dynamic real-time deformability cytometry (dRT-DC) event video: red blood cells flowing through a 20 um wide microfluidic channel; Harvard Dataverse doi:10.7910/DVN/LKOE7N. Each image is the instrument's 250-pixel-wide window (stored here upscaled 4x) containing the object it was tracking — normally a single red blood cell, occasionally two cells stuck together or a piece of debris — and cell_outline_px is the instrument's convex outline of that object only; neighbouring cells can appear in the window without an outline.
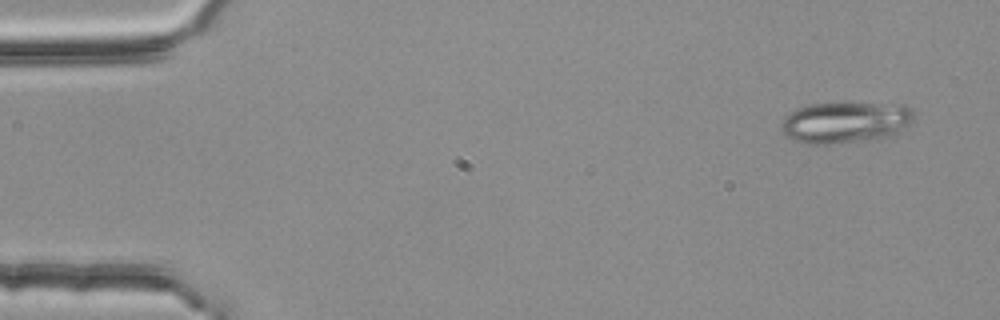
{"species": "common noctule bat (a hibernating species)", "species_latin": "Nyctalus noctula", "temperature_condition": "room temperature", "stored_images_in_passage": 4, "camera_frame_rate_fps": 3000, "um_per_image_px": 0.085, "animal": {"sex": "female", "body_mass_g": 25.1}, "frame": {"image": 1, "passage_image": 1, "time_ms": 0.0, "image_size_px": [1000, 320], "cell_outline_px": [[916, 116], [908, 124], [896, 132], [888, 136], [864, 140], [828, 144], [808, 144], [792, 140], [780, 132], [780, 124], [784, 116], [796, 108], [808, 104], [904, 104], [912, 108]], "centroid_in_image_um": [71.79, 10.4], "position_along_channel_um": 13.2, "area_um2": 31.79}}